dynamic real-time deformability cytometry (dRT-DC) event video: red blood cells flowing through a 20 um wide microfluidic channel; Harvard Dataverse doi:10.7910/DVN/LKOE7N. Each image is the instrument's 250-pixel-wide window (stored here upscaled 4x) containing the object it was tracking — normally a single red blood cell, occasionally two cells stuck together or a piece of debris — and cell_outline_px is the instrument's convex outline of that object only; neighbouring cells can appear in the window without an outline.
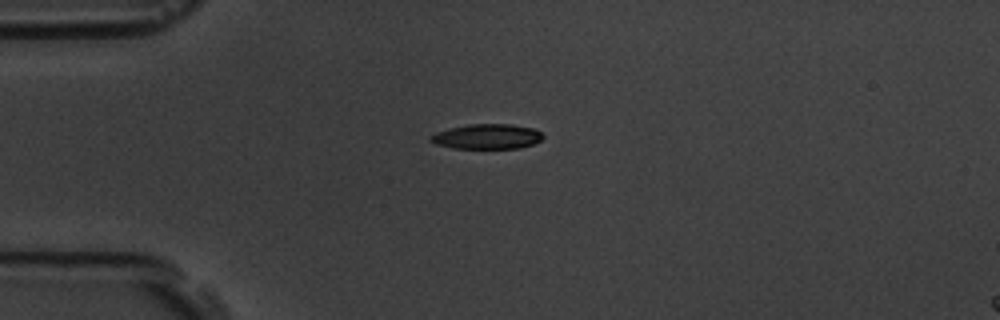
{"species": "common noctule bat (a hibernating species)", "species_latin": "Nyctalus noctula", "temperature_condition": "room temperature", "stored_images_in_passage": 4, "camera_frame_rate_fps": 3000, "um_per_image_px": 0.085, "animal": {"sex": "male", "body_mass_g": 19.5, "forearm_length_mm": 54.6}, "frame": {"image": 1, "passage_image": 2, "time_ms": 1.333, "image_size_px": [1000, 320], "cell_outline_px": [[544, 136], [540, 140], [532, 144], [520, 148], [452, 148], [436, 144], [428, 140], [428, 136], [436, 132], [468, 124], [512, 124], [532, 128], [540, 132]], "centroid_in_image_um": [41.37, 11.6], "position_along_channel_um": 43.6, "area_um2": 16.3}}
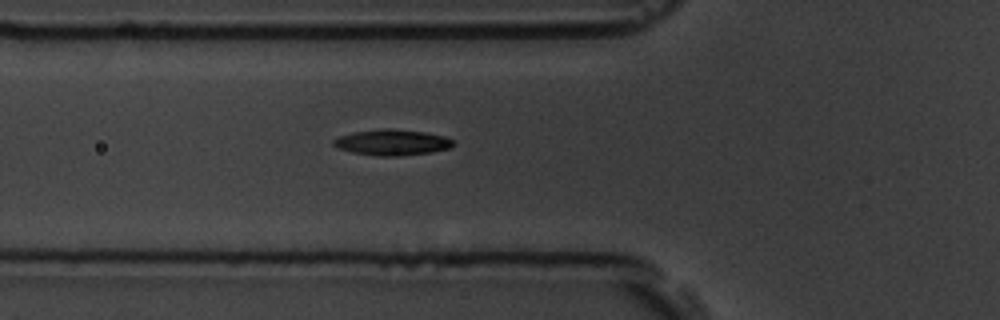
{"frame": {"image": 2, "passage_image": 4, "time_ms": 3.333, "image_size_px": [1000, 320], "cell_outline_px": [[452, 144], [448, 148], [432, 152], [400, 156], [380, 156], [352, 152], [340, 148], [332, 144], [332, 140], [340, 136], [352, 132], [384, 128], [392, 128], [424, 132], [444, 136], [452, 140]], "centroid_in_image_um": [33.3, 12.09], "position_along_channel_um": 92.5, "area_um2": 17.86}}